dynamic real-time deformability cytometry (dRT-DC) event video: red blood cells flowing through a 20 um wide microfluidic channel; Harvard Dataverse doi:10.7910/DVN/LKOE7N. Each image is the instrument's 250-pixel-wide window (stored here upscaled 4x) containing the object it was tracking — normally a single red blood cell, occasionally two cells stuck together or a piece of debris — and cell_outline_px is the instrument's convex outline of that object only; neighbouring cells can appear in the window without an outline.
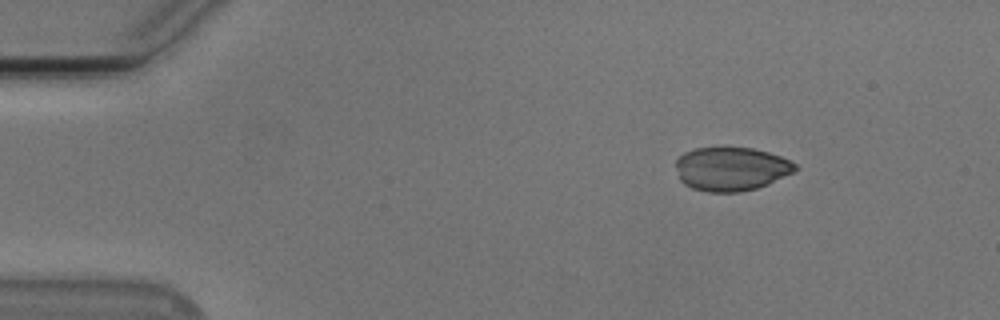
{"species": "Egyptian fruit bat (a non-hibernating species)", "species_latin": "Rousettus aegyptiacus", "temperature_condition": "cold", "stored_images_in_passage": 47, "camera_frame_rate_fps": 3000, "um_per_image_px": 0.085, "animal": {"sex": "male"}, "frame": {"image": 1, "passage_image": 1, "time_ms": 0.0, "image_size_px": [1000, 320], "cell_outline_px": [[800, 168], [792, 172], [756, 188], [740, 192], [708, 192], [692, 188], [684, 184], [680, 180], [676, 168], [676, 160], [684, 152], [692, 148], [716, 144], [724, 144], [752, 148], [768, 152], [780, 156], [796, 164]], "centroid_in_image_um": [62.08, 14.29], "position_along_channel_um": 22.9, "area_um2": 31.15}}
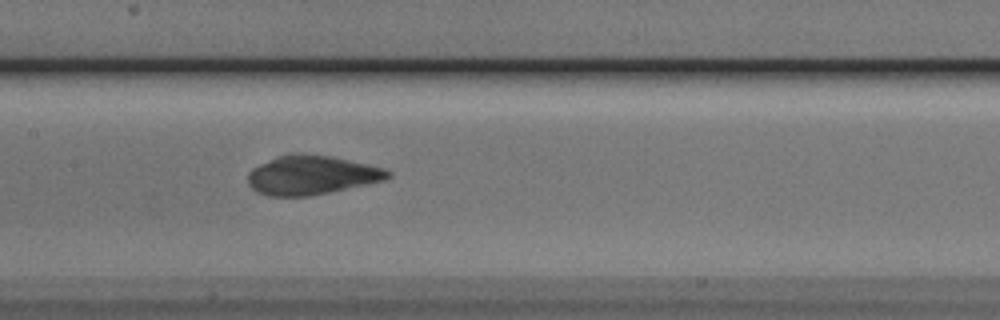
{"frame": {"image": 2, "passage_image": 20, "time_ms": 6.333, "image_size_px": [1000, 320], "cell_outline_px": [[392, 176], [384, 180], [368, 184], [308, 196], [268, 196], [256, 192], [248, 184], [248, 172], [252, 168], [276, 156], [288, 152], [304, 152], [332, 156], [384, 168], [392, 172]], "centroid_in_image_um": [26.46, 14.86], "position_along_channel_um": 180.9, "area_um2": 32.25}}
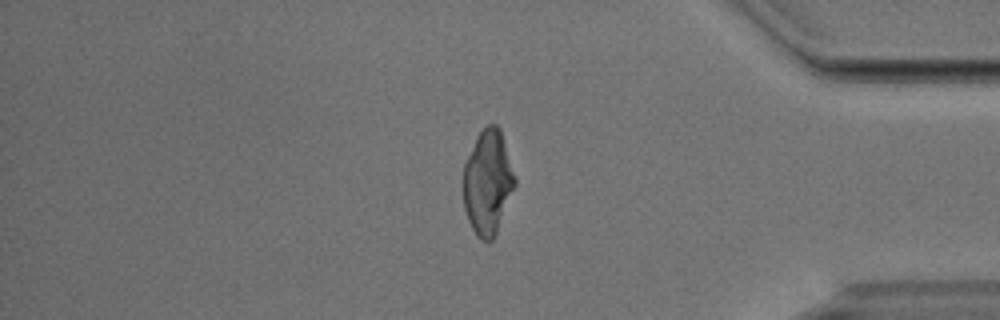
{"frame": {"image": 3, "passage_image": 39, "time_ms": 12.667, "image_size_px": [1000, 320], "cell_outline_px": [[516, 184], [496, 232], [492, 240], [480, 240], [476, 236], [468, 220], [464, 208], [464, 164], [480, 132], [488, 124], [496, 124], [500, 128], [516, 176]], "centroid_in_image_um": [41.48, 15.5], "position_along_channel_um": 393.7, "area_um2": 31.04}}